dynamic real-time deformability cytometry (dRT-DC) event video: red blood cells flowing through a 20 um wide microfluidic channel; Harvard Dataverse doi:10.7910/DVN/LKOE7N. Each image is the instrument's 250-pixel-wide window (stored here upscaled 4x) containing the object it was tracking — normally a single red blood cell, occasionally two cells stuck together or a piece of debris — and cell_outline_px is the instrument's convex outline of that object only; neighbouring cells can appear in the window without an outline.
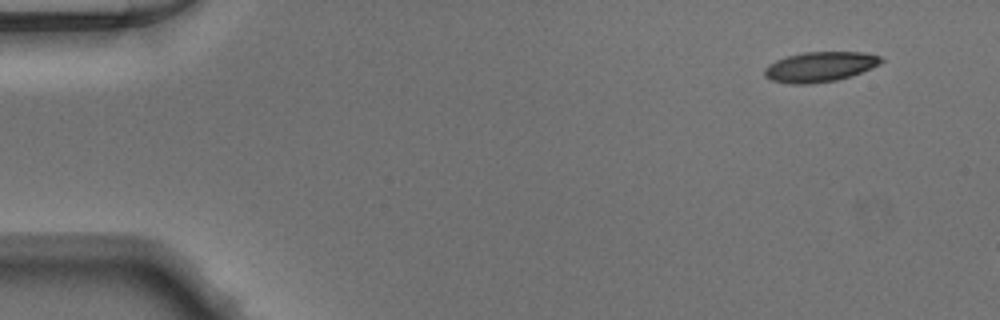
{"species": "Egyptian fruit bat (a non-hibernating species)", "species_latin": "Rousettus aegyptiacus", "temperature_condition": "warm", "stored_images_in_passage": 8, "camera_frame_rate_fps": 3000, "um_per_image_px": 0.085, "animal": {"sex": "male"}, "frame": {"image": 1, "passage_image": 1, "time_ms": 0.0, "image_size_px": [1000, 320], "cell_outline_px": [[884, 60], [880, 64], [872, 68], [852, 76], [836, 80], [812, 84], [792, 84], [772, 80], [764, 76], [764, 68], [768, 64], [776, 60], [788, 56], [804, 52], [864, 52], [880, 56]], "centroid_in_image_um": [69.7, 5.68], "position_along_channel_um": 15.3, "area_um2": 20.52}}